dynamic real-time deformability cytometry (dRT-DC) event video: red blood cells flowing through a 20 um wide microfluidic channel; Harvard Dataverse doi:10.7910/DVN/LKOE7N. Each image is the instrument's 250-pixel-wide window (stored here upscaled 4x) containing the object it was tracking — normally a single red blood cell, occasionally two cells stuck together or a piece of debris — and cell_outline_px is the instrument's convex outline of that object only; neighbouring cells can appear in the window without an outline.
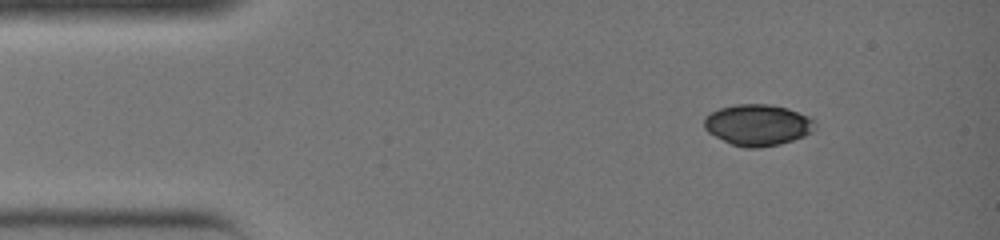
{"species": "common noctule bat (a hibernating species)", "species_latin": "Nyctalus noctula", "temperature_condition": "warm", "stored_images_in_passage": 32, "camera_frame_rate_fps": 3000, "um_per_image_px": 0.085, "animal": {"sex": "female", "body_mass_g": 19.0, "forearm_length_mm": 51.5}, "frame": {"image": 1, "passage_image": 1, "time_ms": 0.0, "image_size_px": [1000, 240], "cell_outline_px": [[816, 128], [812, 132], [804, 136], [780, 144], [760, 148], [748, 148], [732, 144], [708, 132], [704, 128], [704, 116], [720, 108], [736, 104], [772, 104], [788, 108], [808, 116], [816, 120]], "centroid_in_image_um": [64.44, 10.61], "position_along_channel_um": 20.6, "area_um2": 26.76}}
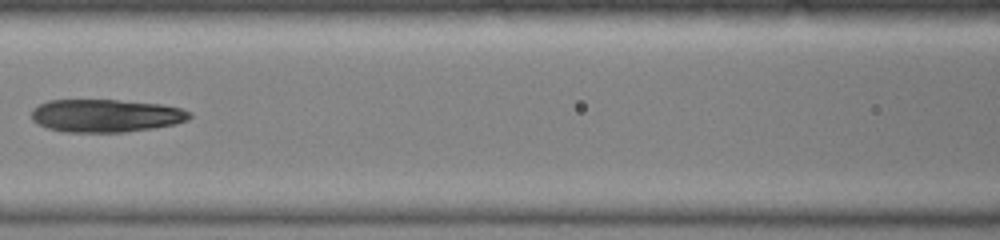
{"frame": {"image": 2, "passage_image": 13, "time_ms": 4.0, "image_size_px": [1000, 240], "cell_outline_px": [[192, 116], [188, 120], [176, 124], [152, 128], [124, 132], [64, 132], [48, 128], [36, 124], [32, 120], [32, 108], [48, 100], [116, 100], [160, 104], [180, 108], [192, 112]], "centroid_in_image_um": [8.99, 9.83], "position_along_channel_um": 157.6, "area_um2": 30.4}}
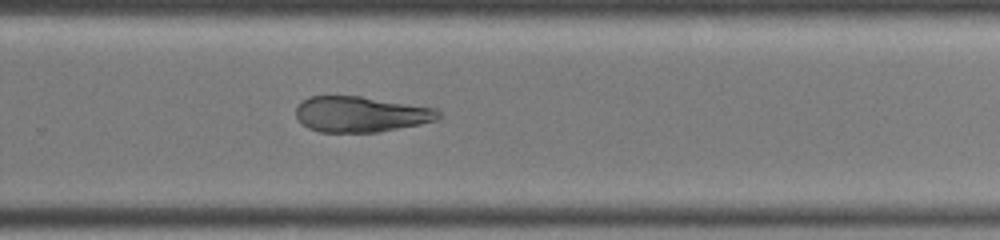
{"frame": {"image": 3, "passage_image": 21, "time_ms": 6.667, "image_size_px": [1000, 240], "cell_outline_px": [[444, 116], [440, 120], [420, 124], [376, 132], [320, 132], [308, 128], [296, 116], [296, 108], [308, 96], [360, 96], [436, 108]], "centroid_in_image_um": [30.72, 9.71], "position_along_channel_um": 299.1, "area_um2": 29.59}}